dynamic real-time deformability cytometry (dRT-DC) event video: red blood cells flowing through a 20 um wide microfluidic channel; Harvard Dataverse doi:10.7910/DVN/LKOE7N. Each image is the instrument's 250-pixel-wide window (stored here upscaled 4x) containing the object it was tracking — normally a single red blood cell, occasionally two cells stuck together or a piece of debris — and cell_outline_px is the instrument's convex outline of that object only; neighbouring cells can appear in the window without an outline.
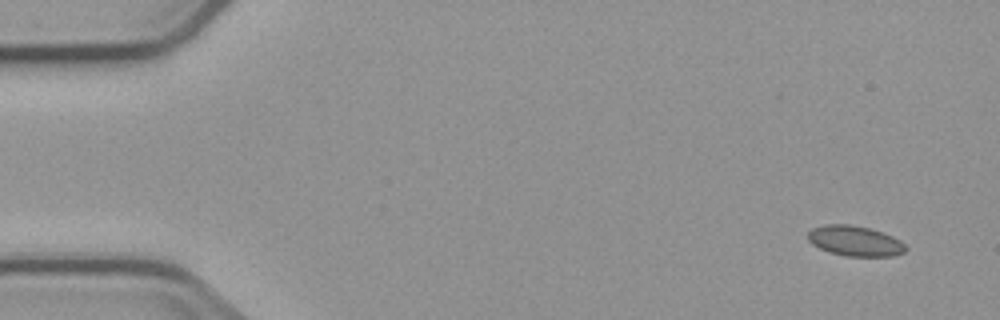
{"species": "common noctule bat (a hibernating species)", "species_latin": "Nyctalus noctula", "temperature_condition": "cold", "stored_images_in_passage": 8, "camera_frame_rate_fps": 3000, "um_per_image_px": 0.085, "animal": {"sex": "male", "body_mass_g": 23.1, "forearm_length_mm": 52.7}, "frame": {"image": 1, "passage_image": 1, "time_ms": 0.0, "image_size_px": [1000, 320], "cell_outline_px": [[908, 248], [904, 252], [892, 256], [844, 256], [828, 252], [812, 244], [808, 240], [808, 232], [812, 228], [824, 224], [848, 224], [868, 228], [884, 232], [900, 240]], "centroid_in_image_um": [72.66, 20.48], "position_along_channel_um": 12.3, "area_um2": 17.34}}
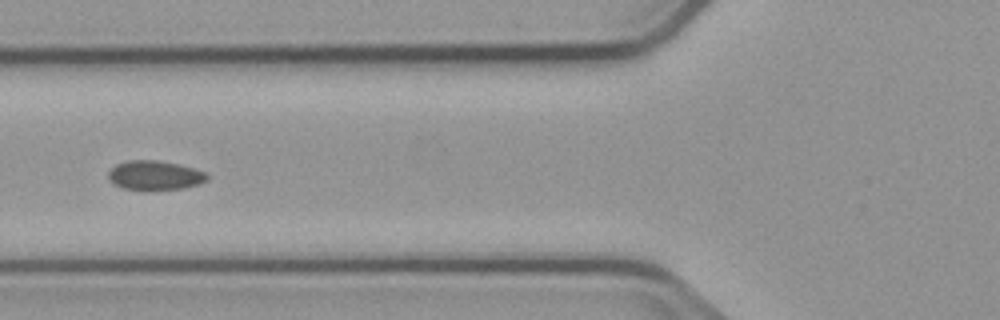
{"frame": {"image": 2, "passage_image": 6, "time_ms": 6.0, "image_size_px": [1000, 320], "cell_outline_px": [[208, 180], [200, 184], [184, 188], [148, 192], [144, 192], [124, 188], [112, 184], [108, 180], [108, 172], [116, 164], [128, 160], [156, 160], [180, 164], [196, 168], [204, 172], [208, 176]], "centroid_in_image_um": [13.15, 14.94], "position_along_channel_um": 112.6, "area_um2": 17.57}}
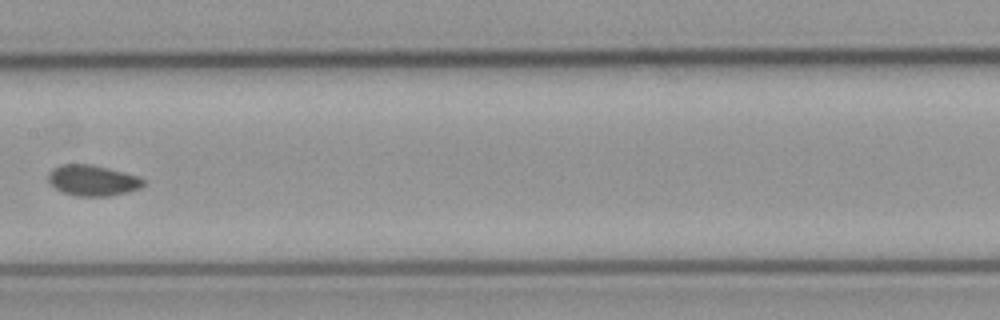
{"frame": {"image": 3, "passage_image": 8, "time_ms": 8.333, "image_size_px": [1000, 320], "cell_outline_px": [[144, 184], [140, 188], [128, 192], [108, 196], [76, 196], [64, 192], [56, 188], [48, 180], [48, 172], [52, 168], [60, 164], [88, 164], [108, 168], [136, 176], [144, 180]], "centroid_in_image_um": [7.84, 15.33], "position_along_channel_um": 199.6, "area_um2": 16.88}}